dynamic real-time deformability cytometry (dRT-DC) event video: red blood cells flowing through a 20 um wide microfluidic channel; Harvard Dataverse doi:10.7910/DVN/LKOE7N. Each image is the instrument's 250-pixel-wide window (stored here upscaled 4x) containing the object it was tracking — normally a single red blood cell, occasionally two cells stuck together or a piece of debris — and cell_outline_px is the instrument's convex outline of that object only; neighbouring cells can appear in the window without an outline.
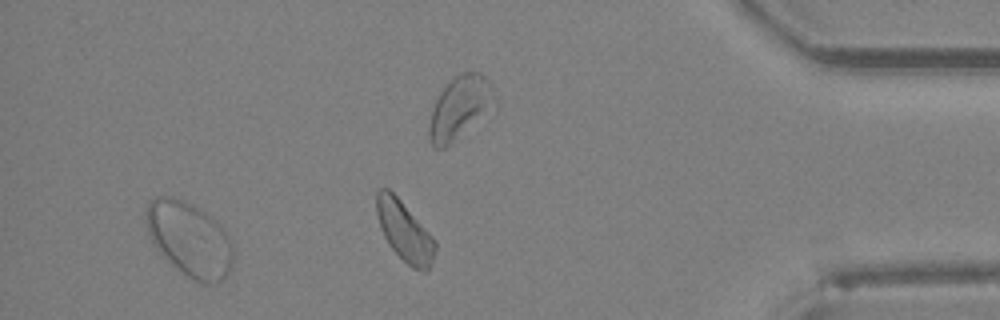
{"species": "Egyptian fruit bat (a non-hibernating species)", "species_latin": "Rousettus aegyptiacus", "temperature_condition": "room temperature", "stored_images_in_passage": 17, "segment_of_instrument_passage": [2, 2], "camera_frame_rate_fps": 3000, "um_per_image_px": 0.085, "animal": {"sex": "female"}, "frame": {"image": 1, "passage_image": 15, "time_ms": 4.667, "image_size_px": [1000, 320], "cell_outline_px": [[232, 264], [228, 276], [220, 280], [208, 284], [204, 284], [192, 280], [176, 268], [152, 244], [148, 232], [148, 204], [156, 196], [172, 196], [184, 200], [192, 204], [216, 220], [228, 232], [232, 244]], "centroid_in_image_um": [16.14, 20.34], "position_along_channel_um": 419.1, "area_um2": 37.63}}